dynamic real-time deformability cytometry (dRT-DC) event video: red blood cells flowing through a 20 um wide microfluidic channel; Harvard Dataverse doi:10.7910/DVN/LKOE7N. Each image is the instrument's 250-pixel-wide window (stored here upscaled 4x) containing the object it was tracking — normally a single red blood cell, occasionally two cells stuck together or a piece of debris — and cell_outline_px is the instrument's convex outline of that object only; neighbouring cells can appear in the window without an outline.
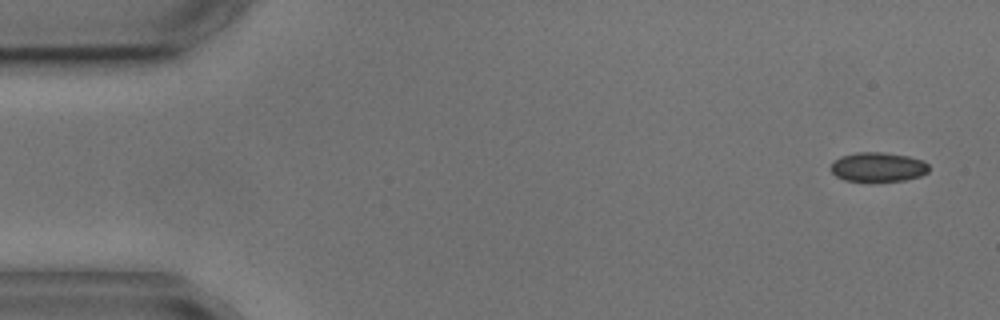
{"species": "common noctule bat (a hibernating species)", "species_latin": "Nyctalus noctula", "temperature_condition": "cold", "stored_images_in_passage": 8, "camera_frame_rate_fps": 3000, "um_per_image_px": 0.085, "animal": {"sex": "male", "body_mass_g": 17.9, "forearm_length_mm": 54.2}, "frame": {"image": 1, "passage_image": 1, "time_ms": 0.0, "image_size_px": [1000, 320], "cell_outline_px": [[928, 172], [920, 176], [904, 180], [844, 180], [836, 176], [832, 172], [832, 160], [840, 156], [856, 152], [884, 152], [908, 156], [924, 160], [928, 164]], "centroid_in_image_um": [74.63, 14.17], "position_along_channel_um": 10.4, "area_um2": 16.65}}
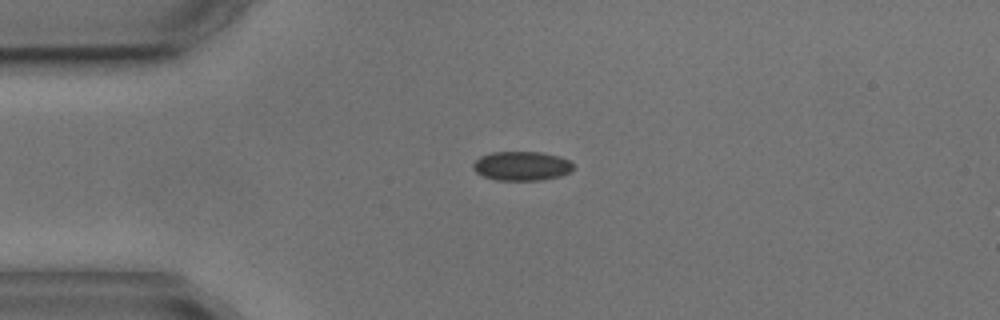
{"frame": {"image": 2, "passage_image": 3, "time_ms": 3.333, "image_size_px": [1000, 320], "cell_outline_px": [[572, 172], [560, 176], [540, 180], [496, 180], [484, 176], [476, 172], [472, 168], [472, 164], [480, 156], [492, 152], [540, 152], [560, 156], [568, 160], [572, 164]], "centroid_in_image_um": [44.33, 14.1], "position_along_channel_um": 40.7, "area_um2": 17.05}}
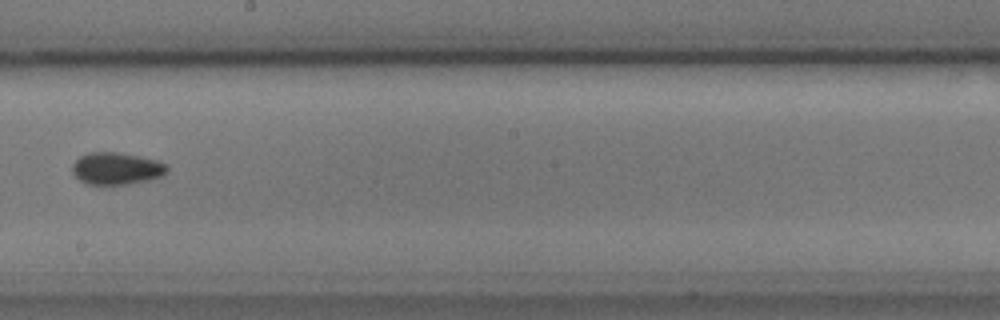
{"frame": {"image": 3, "passage_image": 8, "time_ms": 9.333, "image_size_px": [1000, 320], "cell_outline_px": [[168, 172], [164, 176], [148, 180], [128, 184], [88, 184], [80, 180], [72, 172], [72, 164], [80, 156], [88, 152], [116, 152], [140, 156], [156, 160], [168, 164]], "centroid_in_image_um": [9.93, 14.31], "position_along_channel_um": 238.3, "area_um2": 17.86}}